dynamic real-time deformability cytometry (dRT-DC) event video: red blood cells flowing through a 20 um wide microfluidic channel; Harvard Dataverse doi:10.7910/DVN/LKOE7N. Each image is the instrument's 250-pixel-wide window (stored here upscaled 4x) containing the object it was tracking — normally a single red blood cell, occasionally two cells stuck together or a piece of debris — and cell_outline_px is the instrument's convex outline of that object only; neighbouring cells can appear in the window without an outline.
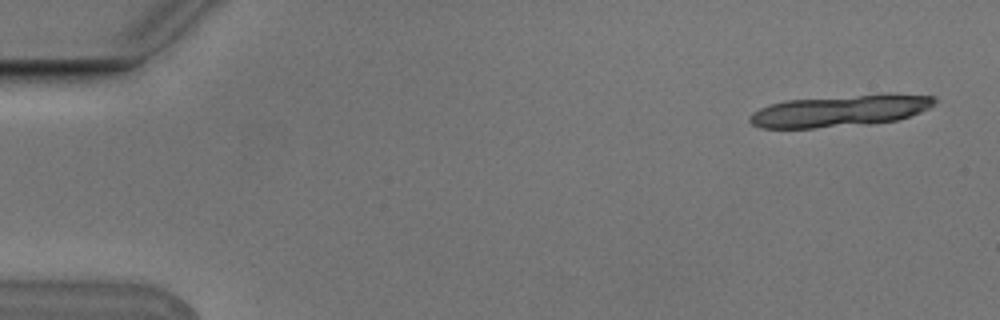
{"species": "Egyptian fruit bat (a non-hibernating species)", "species_latin": "Rousettus aegyptiacus", "temperature_condition": "cold", "stored_images_in_passage": 5, "segment_of_instrument_passage": [1, 2], "camera_frame_rate_fps": 3000, "um_per_image_px": 0.085, "animal": {"sex": "male"}, "frame": {"image": 1, "passage_image": 1, "time_ms": 0.0, "image_size_px": [1000, 320], "cell_outline_px": [[936, 100], [928, 108], [920, 112], [896, 120], [868, 124], [816, 128], [760, 128], [752, 124], [748, 120], [748, 116], [752, 112], [768, 104], [784, 100], [888, 92], [936, 96]], "centroid_in_image_um": [71.38, 9.39], "position_along_channel_um": 13.6, "area_um2": 34.8}}